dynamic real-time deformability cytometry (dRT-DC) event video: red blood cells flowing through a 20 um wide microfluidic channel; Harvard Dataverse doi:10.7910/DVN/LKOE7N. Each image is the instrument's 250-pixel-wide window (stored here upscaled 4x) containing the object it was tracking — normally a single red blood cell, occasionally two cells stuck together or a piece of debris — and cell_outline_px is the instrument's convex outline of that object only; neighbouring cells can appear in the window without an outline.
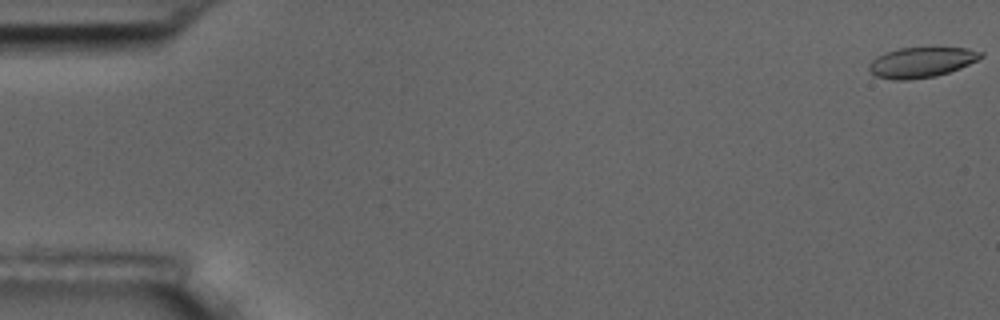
{"species": "common noctule bat (a hibernating species)", "species_latin": "Nyctalus noctula", "temperature_condition": "room temperature", "stored_images_in_passage": 4, "camera_frame_rate_fps": 3000, "um_per_image_px": 0.085, "animal": {"sex": "male", "body_mass_g": 17.5, "forearm_length_mm": 52.3}, "frame": {"image": 1, "passage_image": 1, "time_ms": 0.0, "image_size_px": [1000, 320], "cell_outline_px": [[984, 56], [960, 68], [936, 76], [908, 80], [892, 80], [876, 76], [868, 68], [868, 64], [876, 56], [884, 52], [900, 48], [968, 48], [984, 52]], "centroid_in_image_um": [78.3, 5.29], "position_along_channel_um": 6.7, "area_um2": 19.71}}